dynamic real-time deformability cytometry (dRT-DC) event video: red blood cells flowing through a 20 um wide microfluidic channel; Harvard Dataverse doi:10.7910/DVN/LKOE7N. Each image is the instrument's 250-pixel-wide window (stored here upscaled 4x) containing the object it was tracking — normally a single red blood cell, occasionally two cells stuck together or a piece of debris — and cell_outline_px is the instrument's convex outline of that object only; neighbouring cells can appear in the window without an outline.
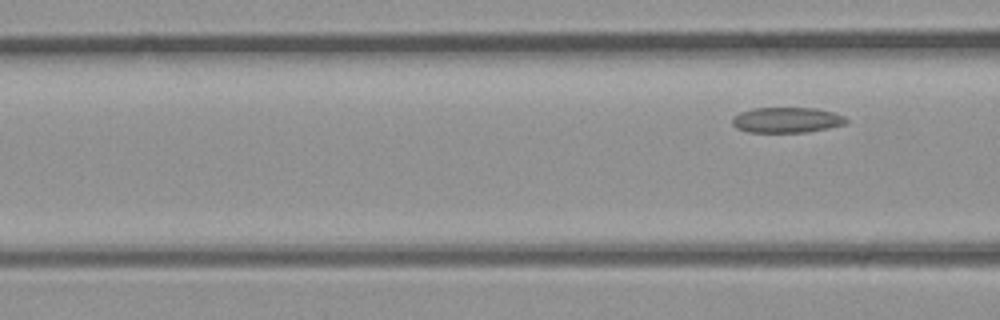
{"species": "common noctule bat (a hibernating species)", "species_latin": "Nyctalus noctula", "temperature_condition": "room temperature", "stored_images_in_passage": 6, "camera_frame_rate_fps": 3000, "um_per_image_px": 0.085, "animal": {"sex": "male", "body_mass_g": 23.1, "forearm_length_mm": 52.7}, "frame": {"image": 1, "passage_image": 6, "time_ms": 1.667, "image_size_px": [1000, 320], "cell_outline_px": [[848, 120], [844, 124], [828, 128], [804, 132], [748, 132], [736, 128], [732, 124], [732, 116], [740, 112], [752, 108], [816, 108], [832, 112], [844, 116]], "centroid_in_image_um": [66.83, 10.19], "position_along_channel_um": 99.8, "area_um2": 16.88}}